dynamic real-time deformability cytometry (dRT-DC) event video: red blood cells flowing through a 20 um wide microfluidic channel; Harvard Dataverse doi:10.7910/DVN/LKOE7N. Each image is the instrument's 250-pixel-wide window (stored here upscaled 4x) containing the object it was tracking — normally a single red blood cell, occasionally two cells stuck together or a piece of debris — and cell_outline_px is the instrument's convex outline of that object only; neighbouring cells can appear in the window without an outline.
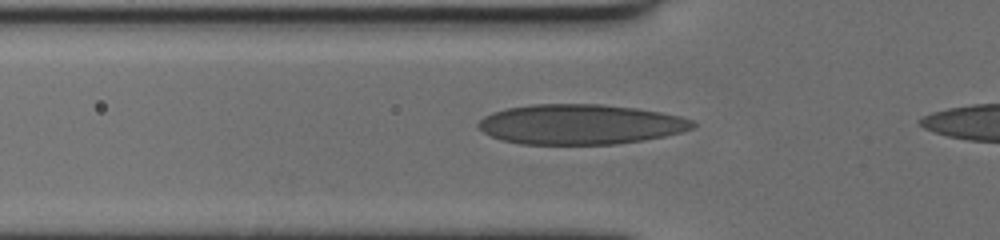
{"species": "human", "species_latin": "Homo sapiens", "temperature_condition": "cold", "stored_images_in_passage": 40, "camera_frame_rate_fps": 3000, "um_per_image_px": 0.085, "donor": {"sex": "female"}, "frame": {"image": 1, "passage_image": 9, "time_ms": 2.667, "image_size_px": [1000, 240], "cell_outline_px": [[696, 124], [692, 128], [680, 132], [664, 136], [644, 140], [616, 144], [520, 144], [500, 140], [484, 132], [476, 124], [484, 116], [492, 112], [508, 108], [532, 104], [600, 104], [636, 108], [660, 112], [680, 116], [692, 120]], "centroid_in_image_um": [49.31, 10.57], "position_along_channel_um": 76.5, "area_um2": 50.0}}
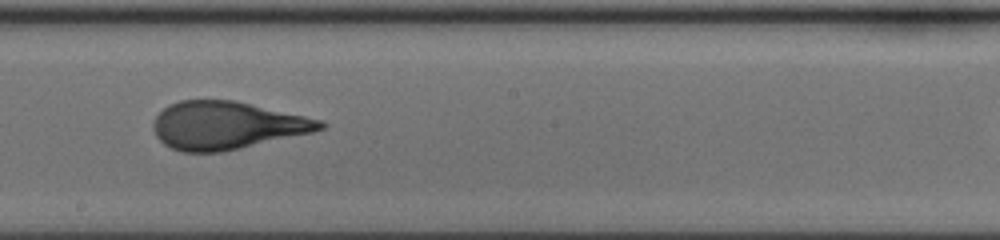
{"frame": {"image": 2, "passage_image": 22, "time_ms": 7.0, "image_size_px": [1000, 240], "cell_outline_px": [[328, 124], [324, 128], [312, 132], [240, 148], [220, 152], [180, 152], [164, 144], [156, 136], [152, 128], [152, 120], [168, 104], [180, 100], [232, 100], [324, 120]], "centroid_in_image_um": [19.24, 10.66], "position_along_channel_um": 229.0, "area_um2": 46.36}}
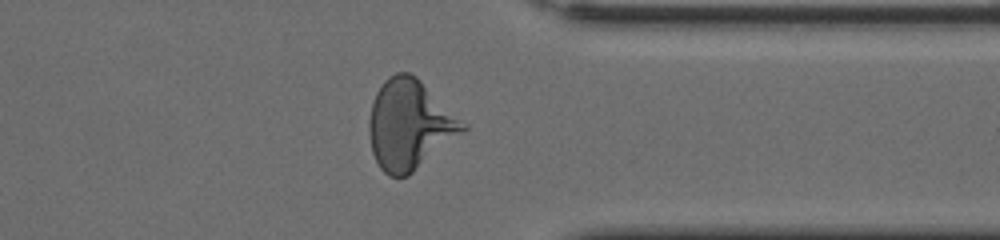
{"frame": {"image": 3, "passage_image": 35, "time_ms": 11.333, "image_size_px": [1000, 240], "cell_outline_px": [[468, 128], [464, 132], [408, 176], [388, 176], [380, 168], [372, 152], [368, 136], [368, 120], [372, 100], [376, 92], [384, 80], [388, 76], [396, 72], [408, 72], [416, 76], [468, 124]], "centroid_in_image_um": [34.8, 10.59], "position_along_channel_um": 376.6, "area_um2": 49.3}, "authors_computed_cell_mechanics": {"area_um2": 46.6446, "velocity_mm_per_s": 3.5158, "shape_relaxation_time_tau1_ms": 6.4197, "shape_relaxation_time_tau2_ms": 0.7824, "deformation_change_tau1": 0.2395, "deformation_change_tau2": 0.0792}}